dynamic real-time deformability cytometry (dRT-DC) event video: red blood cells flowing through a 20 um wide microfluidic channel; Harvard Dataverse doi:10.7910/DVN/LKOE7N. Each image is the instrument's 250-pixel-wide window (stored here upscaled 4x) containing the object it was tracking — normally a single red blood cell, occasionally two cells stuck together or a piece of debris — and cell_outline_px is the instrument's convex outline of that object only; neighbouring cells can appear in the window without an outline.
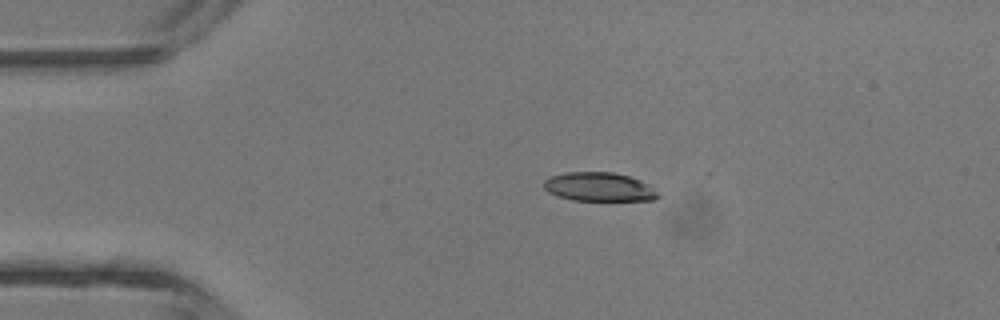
{"species": "common noctule bat (a hibernating species)", "species_latin": "Nyctalus noctula", "temperature_condition": "room temperature", "stored_images_in_passage": 3, "camera_frame_rate_fps": 3000, "um_per_image_px": 0.085, "animal": {"sex": "male", "body_mass_g": 13.3}, "frame": {"image": 1, "passage_image": 2, "time_ms": 1.333, "image_size_px": [1000, 320], "cell_outline_px": [[660, 196], [656, 200], [572, 200], [556, 196], [548, 192], [544, 188], [544, 180], [548, 176], [564, 172], [612, 172], [628, 176], [640, 180], [648, 184]], "centroid_in_image_um": [50.87, 15.88], "position_along_channel_um": 34.1, "area_um2": 19.25}}